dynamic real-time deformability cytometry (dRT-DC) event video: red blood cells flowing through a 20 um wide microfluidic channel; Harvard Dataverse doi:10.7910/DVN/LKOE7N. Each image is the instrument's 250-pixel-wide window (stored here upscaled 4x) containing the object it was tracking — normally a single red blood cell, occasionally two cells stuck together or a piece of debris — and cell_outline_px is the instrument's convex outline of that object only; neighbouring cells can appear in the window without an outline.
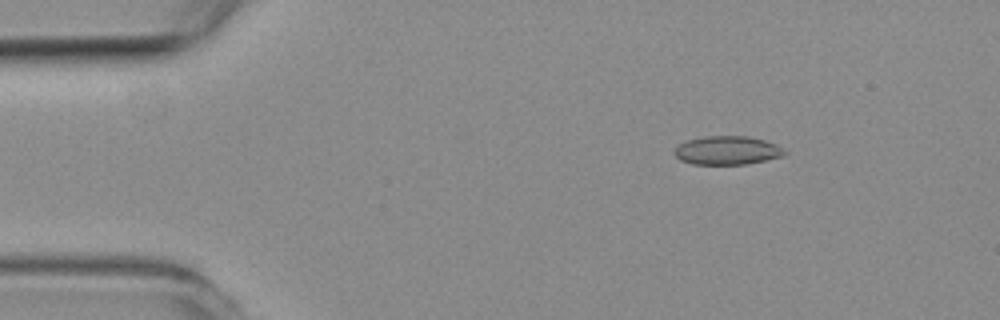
{"species": "common noctule bat (a hibernating species)", "species_latin": "Nyctalus noctula", "temperature_condition": "room temperature", "stored_images_in_passage": 6, "camera_frame_rate_fps": 3000, "um_per_image_px": 0.085, "animal": {"sex": "female", "body_mass_g": 19.3, "forearm_length_mm": 54.1}, "frame": {"image": 1, "passage_image": 3, "time_ms": 2.333, "image_size_px": [1000, 320], "cell_outline_px": [[788, 152], [784, 156], [744, 164], [692, 164], [680, 160], [672, 152], [680, 144], [688, 140], [704, 136], [748, 136], [764, 140], [776, 144]], "centroid_in_image_um": [61.82, 12.78], "position_along_channel_um": 23.2, "area_um2": 18.32}}